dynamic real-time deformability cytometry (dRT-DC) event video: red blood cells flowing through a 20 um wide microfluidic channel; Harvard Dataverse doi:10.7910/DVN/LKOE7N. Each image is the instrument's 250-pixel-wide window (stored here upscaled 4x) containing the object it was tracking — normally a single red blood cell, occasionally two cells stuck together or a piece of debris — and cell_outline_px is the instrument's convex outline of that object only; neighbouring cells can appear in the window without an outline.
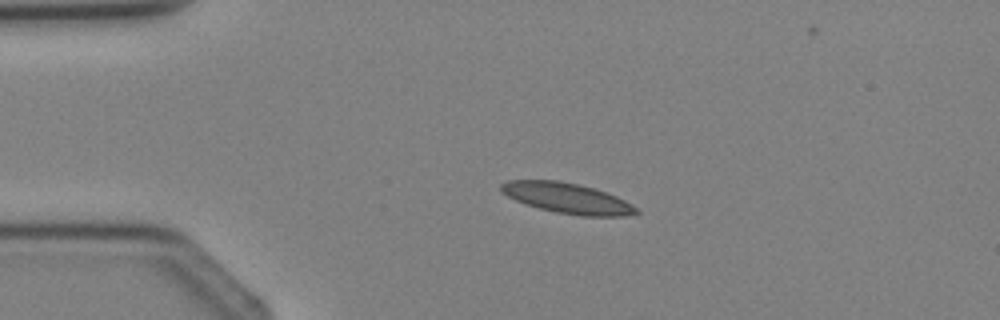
{"species": "Egyptian fruit bat (a non-hibernating species)", "species_latin": "Rousettus aegyptiacus", "temperature_condition": "cold", "stored_images_in_passage": 2, "camera_frame_rate_fps": 3000, "um_per_image_px": 0.085, "animal": {"sex": "female"}, "frame": {"image": 1, "passage_image": 1, "time_ms": 0.0, "image_size_px": [1000, 320], "cell_outline_px": [[640, 212], [624, 216], [580, 216], [556, 212], [524, 204], [500, 192], [500, 184], [508, 180], [560, 180], [592, 188], [616, 196], [624, 200], [636, 208]], "centroid_in_image_um": [48.16, 16.84], "position_along_channel_um": 36.8, "area_um2": 23.76}}